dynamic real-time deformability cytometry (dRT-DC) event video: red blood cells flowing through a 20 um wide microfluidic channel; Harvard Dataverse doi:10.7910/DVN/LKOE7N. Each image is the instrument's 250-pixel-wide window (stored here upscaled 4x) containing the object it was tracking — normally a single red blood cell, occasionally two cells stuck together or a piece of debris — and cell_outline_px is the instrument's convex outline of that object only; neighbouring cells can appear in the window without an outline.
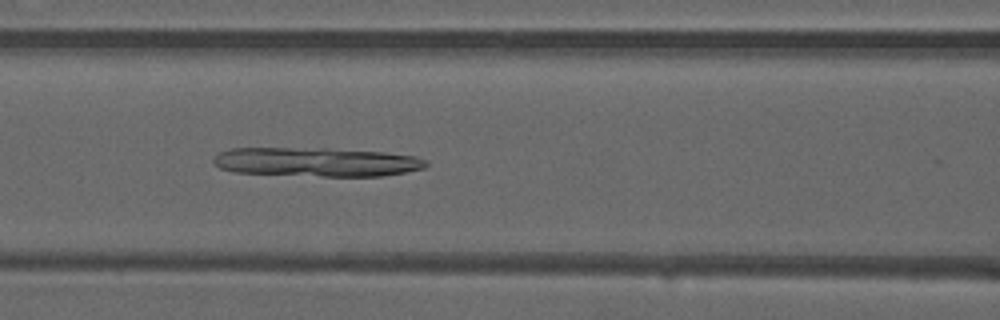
{"species": "common noctule bat (a hibernating species)", "species_latin": "Nyctalus noctula", "temperature_condition": "warm", "stored_images_in_passage": 35, "segment_of_instrument_passage": [1, 2], "camera_frame_rate_fps": 3000, "um_per_image_px": 0.085, "animal": {"sex": "male", "forearm_length_mm": 52.5}, "frame": {"image": 1, "passage_image": 11, "time_ms": 3.333, "image_size_px": [1000, 320], "cell_outline_px": [[428, 164], [424, 168], [404, 172], [380, 176], [324, 176], [236, 172], [220, 168], [212, 160], [220, 152], [232, 148], [324, 148], [384, 152], [416, 156], [428, 160]], "centroid_in_image_um": [26.94, 13.76], "position_along_channel_um": 139.7, "area_um2": 35.78}}
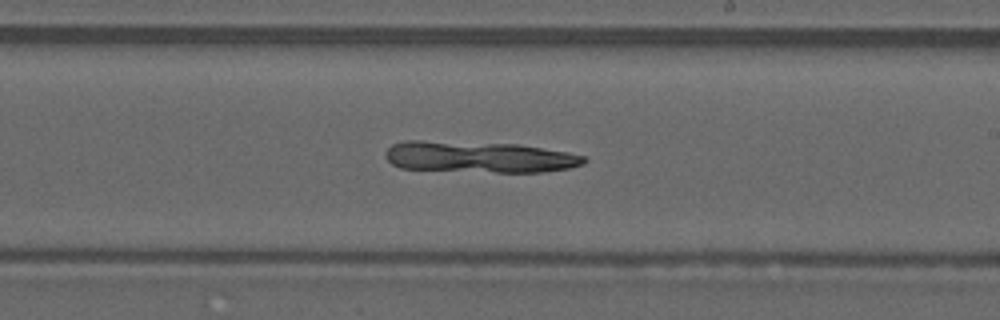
{"frame": {"image": 2, "passage_image": 19, "time_ms": 6.0, "image_size_px": [1000, 320], "cell_outline_px": [[588, 160], [584, 164], [568, 168], [544, 172], [496, 172], [400, 168], [392, 164], [384, 156], [384, 152], [392, 144], [404, 140], [420, 140], [516, 144], [568, 152], [584, 156]], "centroid_in_image_um": [40.7, 13.34], "position_along_channel_um": 248.3, "area_um2": 36.24}}
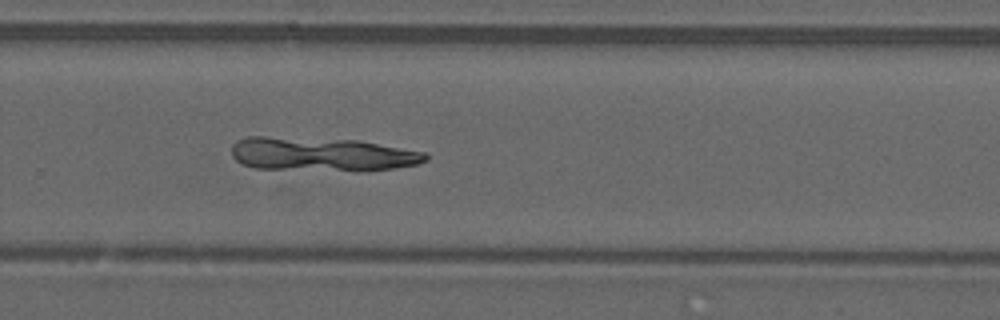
{"frame": {"image": 3, "passage_image": 23, "time_ms": 7.333, "image_size_px": [1000, 320], "cell_outline_px": [[428, 160], [416, 164], [368, 172], [360, 172], [256, 168], [244, 164], [236, 160], [232, 156], [232, 144], [236, 140], [248, 136], [264, 136], [356, 140], [428, 152]], "centroid_in_image_um": [27.38, 13.12], "position_along_channel_um": 302.4, "area_um2": 38.84}}